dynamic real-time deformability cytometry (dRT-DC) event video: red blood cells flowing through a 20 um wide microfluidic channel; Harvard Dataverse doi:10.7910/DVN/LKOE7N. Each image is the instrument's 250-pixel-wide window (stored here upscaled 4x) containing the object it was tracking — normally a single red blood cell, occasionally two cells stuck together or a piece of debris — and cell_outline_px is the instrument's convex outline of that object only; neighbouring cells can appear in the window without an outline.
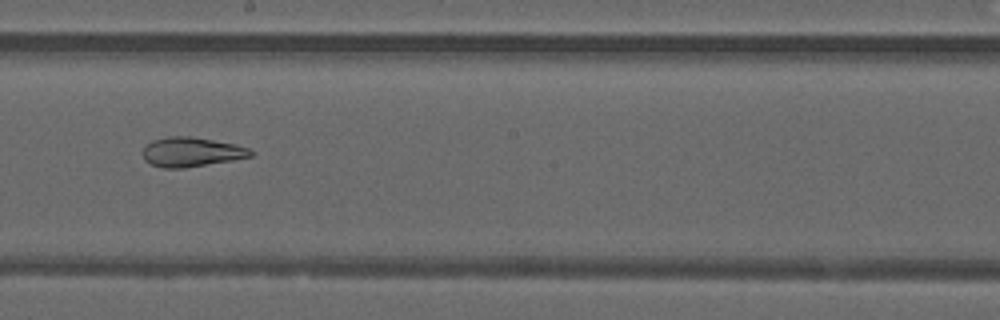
{"species": "common noctule bat (a hibernating species)", "species_latin": "Nyctalus noctula", "temperature_condition": "warm", "stored_images_in_passage": 49, "camera_frame_rate_fps": 3000, "um_per_image_px": 0.085, "animal": {"sex": "male", "forearm_length_mm": 52.5}, "frame": {"image": 1, "passage_image": 28, "time_ms": 9.0, "image_size_px": [1000, 320], "cell_outline_px": [[256, 152], [252, 156], [232, 160], [184, 168], [164, 168], [152, 164], [144, 160], [144, 148], [152, 140], [168, 136], [192, 136], [236, 144], [248, 148]], "centroid_in_image_um": [16.3, 12.91], "position_along_channel_um": 231.9, "area_um2": 18.5}, "authors_computed_cell_mechanics": {"area_um2": 23.6402, "velocity_mm_per_s": 4.2332, "shape_relaxation_time_tau1_ms": null, "shape_relaxation_time_tau2_ms": 2.219, "deformation_change_tau1": null, "deformation_change_tau2": 0.0876}}